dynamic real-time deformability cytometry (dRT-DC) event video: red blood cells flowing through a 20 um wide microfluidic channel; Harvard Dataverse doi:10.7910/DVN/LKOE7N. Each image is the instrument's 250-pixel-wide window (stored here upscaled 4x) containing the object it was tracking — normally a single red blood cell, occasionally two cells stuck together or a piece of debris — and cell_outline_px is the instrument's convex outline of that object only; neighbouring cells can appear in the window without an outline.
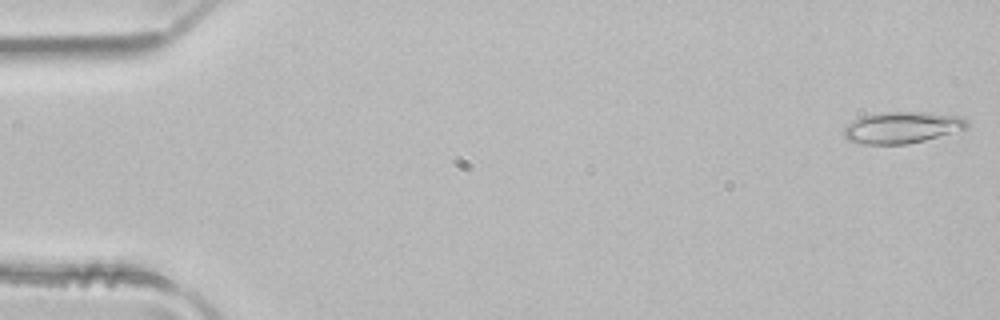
{"species": "common noctule bat (a hibernating species)", "species_latin": "Nyctalus noctula", "temperature_condition": "room temperature", "stored_images_in_passage": 4, "camera_frame_rate_fps": 3000, "um_per_image_px": 0.085, "animal": {"sex": "male", "body_mass_g": 21.5, "forearm_length_mm": 52.0}, "frame": {"image": 1, "passage_image": 1, "time_ms": 0.0, "image_size_px": [1000, 320], "cell_outline_px": [[968, 128], [924, 140], [908, 144], [864, 144], [848, 140], [844, 136], [844, 128], [852, 120], [860, 116], [880, 112], [924, 112], [964, 116], [968, 120]], "centroid_in_image_um": [76.68, 10.82], "position_along_channel_um": 8.3, "area_um2": 22.77}}